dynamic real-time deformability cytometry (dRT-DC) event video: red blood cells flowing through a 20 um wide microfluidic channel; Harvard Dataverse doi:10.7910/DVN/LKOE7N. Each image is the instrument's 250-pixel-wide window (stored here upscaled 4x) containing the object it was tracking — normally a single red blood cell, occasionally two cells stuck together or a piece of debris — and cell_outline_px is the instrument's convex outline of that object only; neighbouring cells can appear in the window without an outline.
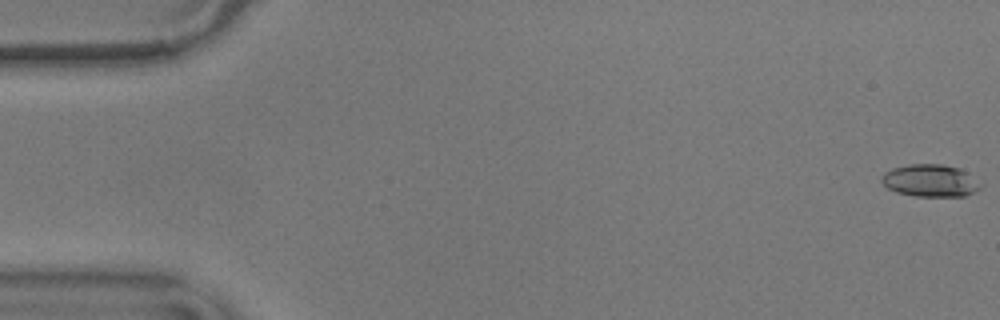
{"species": "common noctule bat (a hibernating species)", "species_latin": "Nyctalus noctula", "temperature_condition": "warm", "stored_images_in_passage": 56, "camera_frame_rate_fps": 3000, "um_per_image_px": 0.085, "animal": {"sex": "male", "body_mass_g": 17.9}, "frame": {"image": 1, "passage_image": 1, "time_ms": 0.0, "image_size_px": [1000, 320], "cell_outline_px": [[980, 188], [964, 196], [916, 196], [896, 192], [888, 188], [880, 180], [880, 176], [884, 172], [892, 168], [908, 164], [944, 164], [960, 168], [968, 172], [980, 184]], "centroid_in_image_um": [79.04, 15.33], "position_along_channel_um": 6.0, "area_um2": 18.67}}
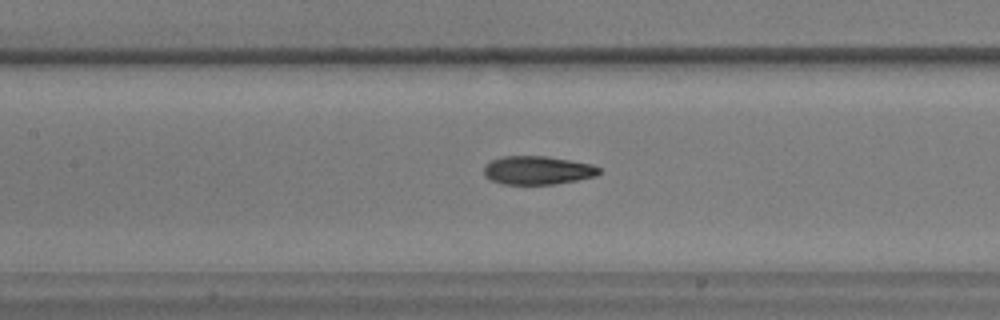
{"frame": {"image": 2, "passage_image": 26, "time_ms": 8.333, "image_size_px": [1000, 320], "cell_outline_px": [[600, 172], [596, 176], [576, 180], [552, 184], [504, 184], [492, 180], [484, 176], [484, 168], [492, 160], [504, 156], [548, 156], [592, 164], [600, 168]], "centroid_in_image_um": [45.71, 14.47], "position_along_channel_um": 161.7, "area_um2": 18.96}}
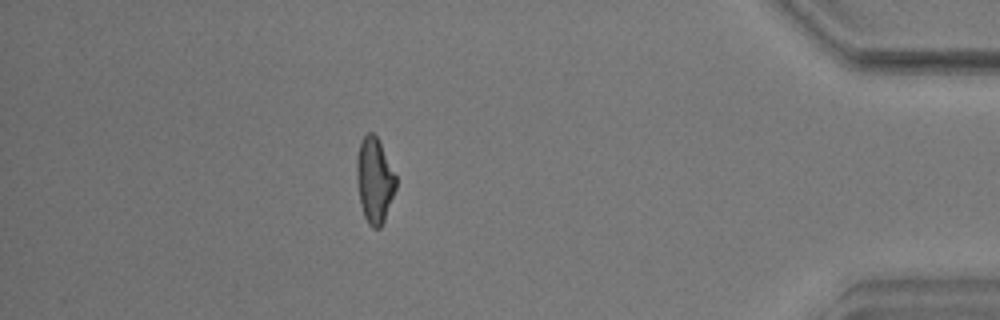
{"frame": {"image": 3, "passage_image": 50, "time_ms": 16.333, "image_size_px": [1000, 320], "cell_outline_px": [[396, 188], [384, 220], [380, 228], [372, 228], [368, 224], [364, 216], [360, 204], [356, 176], [356, 156], [360, 140], [368, 132], [372, 132], [376, 136], [396, 176]], "centroid_in_image_um": [31.81, 15.33], "position_along_channel_um": 403.4, "area_um2": 19.42}, "authors_computed_cell_mechanics": {"area_um2": 19.4208, "velocity_mm_per_s": 3.5961, "shape_relaxation_time_tau1_ms": 7.6847, "shape_relaxation_time_tau2_ms": 2.8014, "deformation_change_tau1": 0.2028, "deformation_change_tau2": 0.1075}}